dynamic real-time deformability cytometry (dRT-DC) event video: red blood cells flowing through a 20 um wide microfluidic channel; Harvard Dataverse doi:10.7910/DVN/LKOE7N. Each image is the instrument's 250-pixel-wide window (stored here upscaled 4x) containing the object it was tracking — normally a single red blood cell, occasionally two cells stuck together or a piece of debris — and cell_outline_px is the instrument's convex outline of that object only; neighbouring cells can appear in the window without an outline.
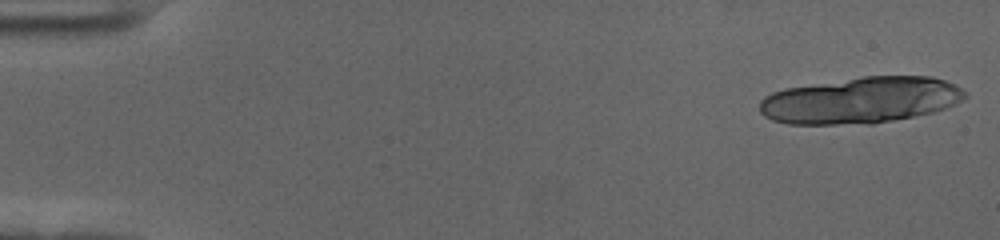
{"species": "human", "species_latin": "Homo sapiens", "temperature_condition": "cold", "stored_images_in_passage": 20, "camera_frame_rate_fps": 3000, "um_per_image_px": 0.085, "donor": {"sex": "female"}, "frame": {"image": 1, "passage_image": 1, "time_ms": 0.0, "image_size_px": [1000, 240], "cell_outline_px": [[968, 96], [944, 108], [932, 112], [872, 124], [788, 124], [772, 120], [764, 116], [760, 112], [760, 100], [764, 96], [772, 92], [784, 88], [864, 76], [932, 76], [956, 84]], "centroid_in_image_um": [73.12, 8.51], "position_along_channel_um": 11.9, "area_um2": 55.37}}